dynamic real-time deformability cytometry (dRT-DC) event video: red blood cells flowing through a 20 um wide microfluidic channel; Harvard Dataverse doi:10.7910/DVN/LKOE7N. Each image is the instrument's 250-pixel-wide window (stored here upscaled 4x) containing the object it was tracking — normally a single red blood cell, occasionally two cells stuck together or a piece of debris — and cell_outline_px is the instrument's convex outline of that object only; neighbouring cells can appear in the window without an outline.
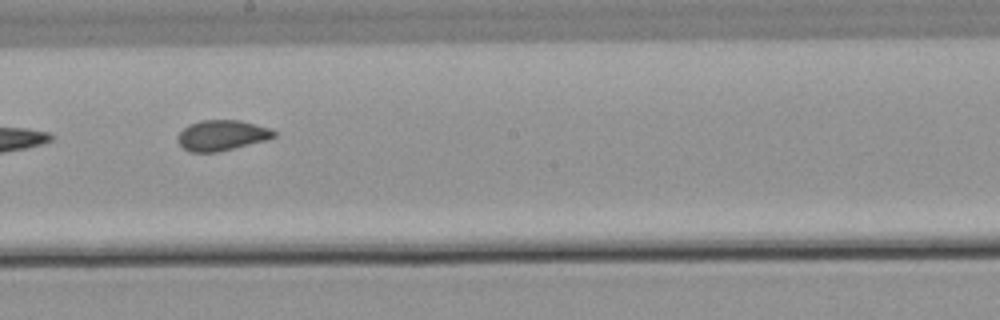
{"species": "common noctule bat (a hibernating species)", "species_latin": "Nyctalus noctula", "temperature_condition": "warm", "stored_images_in_passage": 9, "camera_frame_rate_fps": 3000, "um_per_image_px": 0.085, "animal": {"sex": "male", "body_mass_g": 21.5, "forearm_length_mm": 52.0}, "frame": {"image": 1, "passage_image": 8, "time_ms": 8.333, "image_size_px": [1000, 320], "cell_outline_px": [[276, 136], [264, 140], [216, 152], [188, 152], [176, 140], [176, 136], [188, 124], [200, 120], [240, 120], [268, 128], [276, 132]], "centroid_in_image_um": [18.79, 11.49], "position_along_channel_um": 229.4, "area_um2": 16.88}}
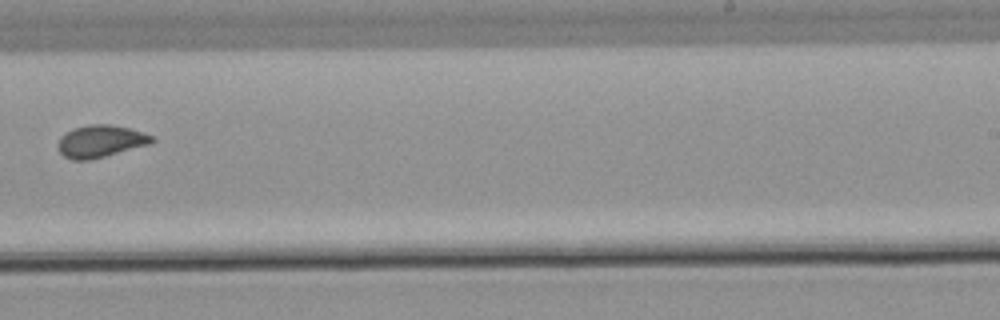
{"frame": {"image": 2, "passage_image": 9, "time_ms": 9.667, "image_size_px": [1000, 320], "cell_outline_px": [[156, 140], [148, 144], [104, 156], [88, 160], [72, 160], [64, 156], [60, 152], [56, 144], [60, 136], [64, 132], [72, 128], [88, 124], [108, 124], [128, 128], [152, 136]], "centroid_in_image_um": [8.46, 11.99], "position_along_channel_um": 280.5, "area_um2": 17.51}}